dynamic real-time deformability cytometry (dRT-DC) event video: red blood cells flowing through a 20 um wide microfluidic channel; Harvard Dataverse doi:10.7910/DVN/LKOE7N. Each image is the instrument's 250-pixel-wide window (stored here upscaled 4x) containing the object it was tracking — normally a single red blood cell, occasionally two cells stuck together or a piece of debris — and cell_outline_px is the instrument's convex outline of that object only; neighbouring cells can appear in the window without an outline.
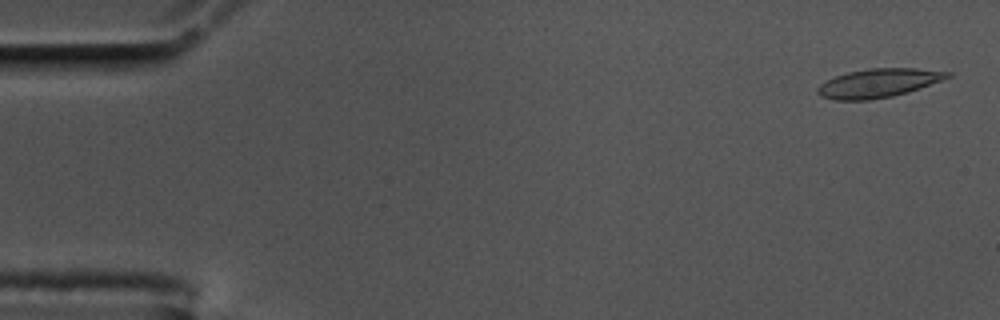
{"species": "common noctule bat (a hibernating species)", "species_latin": "Nyctalus noctula", "temperature_condition": "cold", "stored_images_in_passage": 15, "camera_frame_rate_fps": 3000, "um_per_image_px": 0.085, "animal": {"sex": "male", "body_mass_g": 17.5, "forearm_length_mm": 52.3}, "frame": {"image": 1, "passage_image": 2, "time_ms": 0.333, "image_size_px": [1000, 320], "cell_outline_px": [[952, 76], [908, 92], [892, 96], [868, 100], [836, 100], [820, 96], [816, 92], [816, 88], [820, 84], [836, 76], [848, 72], [868, 68], [916, 68], [952, 72]], "centroid_in_image_um": [74.65, 7.06], "position_along_channel_um": 10.3, "area_um2": 21.68}}